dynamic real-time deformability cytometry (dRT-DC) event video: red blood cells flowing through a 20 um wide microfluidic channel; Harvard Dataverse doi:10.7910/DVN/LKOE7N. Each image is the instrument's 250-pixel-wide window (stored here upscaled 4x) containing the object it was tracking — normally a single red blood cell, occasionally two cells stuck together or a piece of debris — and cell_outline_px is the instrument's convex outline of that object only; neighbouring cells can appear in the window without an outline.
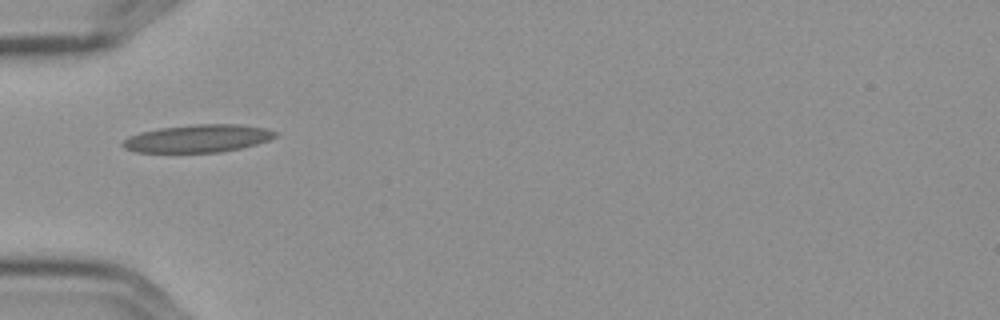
{"species": "Egyptian fruit bat (a non-hibernating species)", "species_latin": "Rousettus aegyptiacus", "temperature_condition": "cold", "stored_images_in_passage": 3, "camera_frame_rate_fps": 3000, "um_per_image_px": 0.085, "frame": {"image": 1, "passage_image": 1, "time_ms": 0.0, "image_size_px": [1000, 320], "cell_outline_px": [[276, 136], [268, 140], [256, 144], [240, 148], [220, 152], [136, 152], [124, 148], [120, 144], [128, 136], [140, 132], [160, 128], [196, 124], [240, 124], [268, 128], [276, 132]], "centroid_in_image_um": [16.81, 11.76], "position_along_channel_um": 68.2, "area_um2": 24.62}}
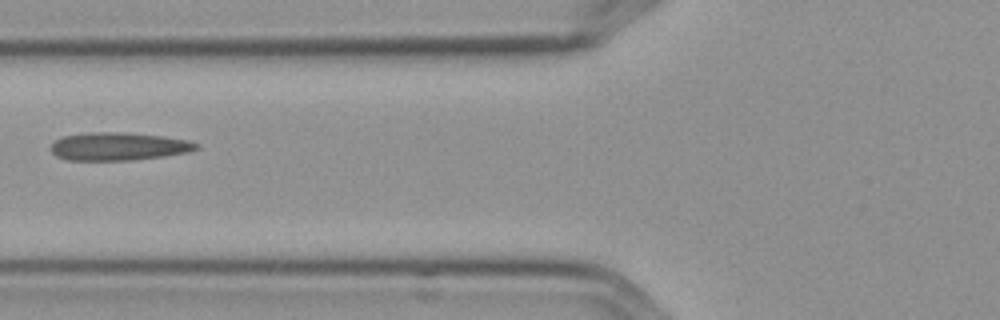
{"frame": {"image": 2, "passage_image": 2, "time_ms": 0.333, "image_size_px": [1000, 320], "cell_outline_px": [[200, 148], [188, 152], [164, 156], [132, 160], [68, 160], [56, 156], [52, 152], [52, 144], [56, 140], [64, 136], [88, 132], [124, 132], [164, 136], [188, 140], [200, 144]], "centroid_in_image_um": [10.12, 12.44], "position_along_channel_um": 115.7, "area_um2": 23.76}}
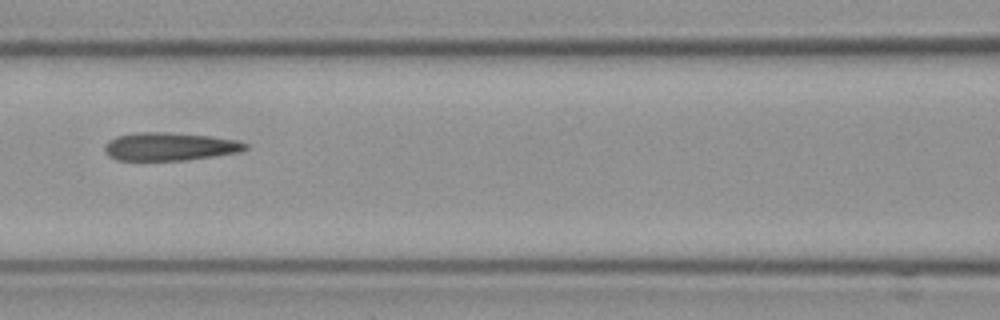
{"frame": {"image": 3, "passage_image": 3, "time_ms": 0.667, "image_size_px": [1000, 320], "cell_outline_px": [[248, 148], [236, 152], [212, 156], [184, 160], [116, 160], [108, 156], [104, 152], [104, 144], [108, 140], [116, 136], [136, 132], [160, 132], [208, 136], [236, 140], [248, 144]], "centroid_in_image_um": [14.33, 12.46], "position_along_channel_um": 152.3, "area_um2": 22.83}}